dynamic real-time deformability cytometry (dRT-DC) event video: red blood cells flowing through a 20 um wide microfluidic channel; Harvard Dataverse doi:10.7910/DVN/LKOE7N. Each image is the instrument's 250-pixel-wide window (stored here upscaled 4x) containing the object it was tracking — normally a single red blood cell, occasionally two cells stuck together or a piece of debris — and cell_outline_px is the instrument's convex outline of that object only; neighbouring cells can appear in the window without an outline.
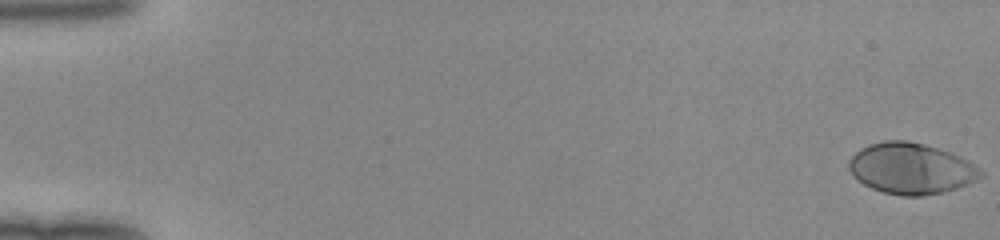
{"species": "human", "species_latin": "Homo sapiens", "temperature_condition": "room temperature", "stored_images_in_passage": 50, "camera_frame_rate_fps": 3000, "um_per_image_px": 0.085, "donor": {"sex": "female"}, "frame": {"image": 1, "passage_image": 1, "time_ms": 0.0, "image_size_px": [1000, 240], "cell_outline_px": [[984, 176], [976, 180], [956, 188], [924, 196], [900, 196], [884, 192], [872, 188], [856, 180], [852, 176], [848, 168], [848, 160], [860, 148], [868, 144], [884, 140], [908, 140], [924, 144], [960, 156], [984, 172]], "centroid_in_image_um": [77.39, 14.32], "position_along_channel_um": 7.6, "area_um2": 39.19}}
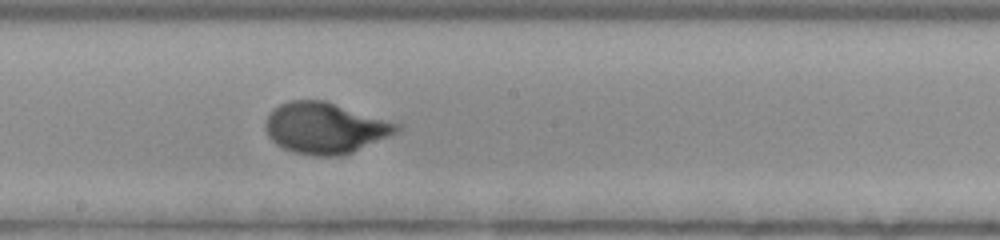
{"frame": {"image": 2, "passage_image": 29, "time_ms": 9.333, "image_size_px": [1000, 240], "cell_outline_px": [[404, 124], [400, 132], [352, 152], [340, 156], [312, 156], [292, 152], [276, 144], [268, 136], [264, 128], [264, 124], [268, 116], [280, 104], [288, 100], [324, 100]], "centroid_in_image_um": [27.68, 10.88], "position_along_channel_um": 220.5, "area_um2": 39.48}}
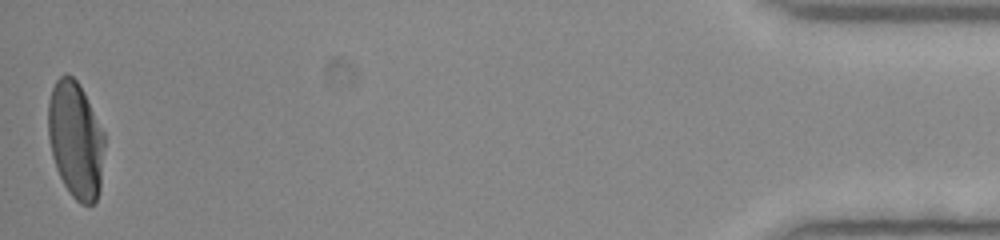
{"frame": {"image": 3, "passage_image": 50, "time_ms": 16.333, "image_size_px": [1000, 240], "cell_outline_px": [[104, 144], [100, 188], [96, 200], [92, 204], [80, 204], [72, 196], [64, 184], [56, 168], [52, 156], [48, 136], [48, 100], [52, 88], [56, 80], [64, 72], [68, 72], [76, 80], [84, 92], [104, 132]], "centroid_in_image_um": [6.41, 11.85], "position_along_channel_um": 428.8, "area_um2": 38.38}}